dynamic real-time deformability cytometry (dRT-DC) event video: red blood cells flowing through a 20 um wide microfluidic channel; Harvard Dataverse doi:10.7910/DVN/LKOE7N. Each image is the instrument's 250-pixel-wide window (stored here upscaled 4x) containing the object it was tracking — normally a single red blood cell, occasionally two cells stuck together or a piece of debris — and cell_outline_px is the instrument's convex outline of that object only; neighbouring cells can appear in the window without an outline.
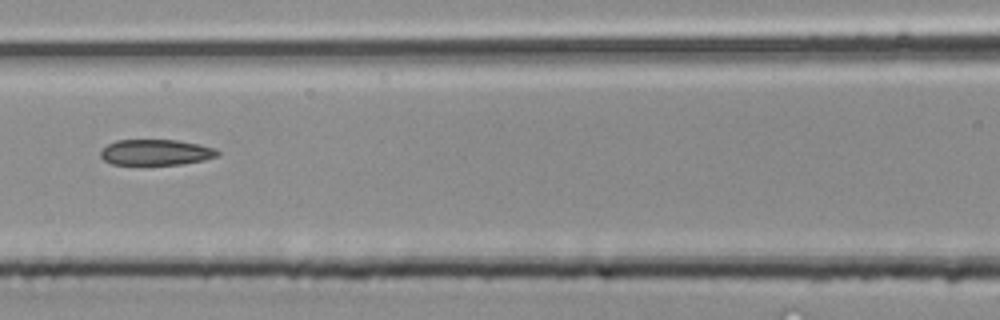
{"species": "common noctule bat (a hibernating species)", "species_latin": "Nyctalus noctula", "temperature_condition": "room temperature", "stored_images_in_passage": 35, "segment_of_instrument_passage": [2, 2], "camera_frame_rate_fps": 3000, "um_per_image_px": 0.085, "animal": {"sex": "male", "body_mass_g": 20.4}, "frame": {"image": 1, "passage_image": 14, "time_ms": 4.333, "image_size_px": [1000, 320], "cell_outline_px": [[220, 152], [216, 156], [204, 160], [184, 164], [112, 164], [104, 160], [100, 156], [100, 148], [116, 140], [176, 140], [200, 144], [216, 148]], "centroid_in_image_um": [13.24, 12.94], "position_along_channel_um": 153.4, "area_um2": 17.63}}
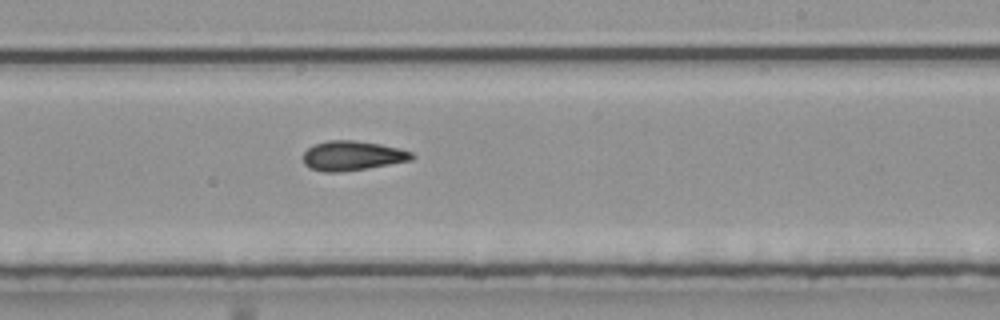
{"frame": {"image": 2, "passage_image": 20, "time_ms": 6.333, "image_size_px": [1000, 320], "cell_outline_px": [[416, 156], [412, 160], [368, 168], [340, 172], [324, 172], [308, 168], [304, 164], [304, 152], [312, 144], [328, 140], [352, 140], [380, 144], [400, 148], [412, 152]], "centroid_in_image_um": [29.94, 13.23], "position_along_channel_um": 259.1, "area_um2": 18.9}}
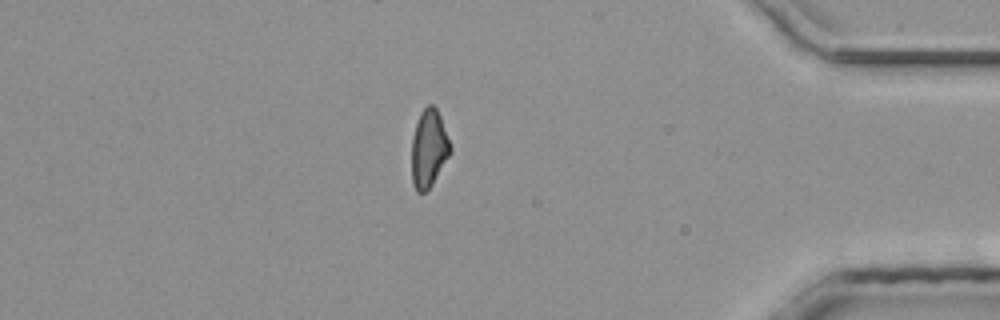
{"frame": {"image": 3, "passage_image": 30, "time_ms": 9.667, "image_size_px": [1000, 320], "cell_outline_px": [[452, 152], [432, 184], [424, 192], [416, 192], [412, 184], [412, 140], [416, 124], [420, 112], [428, 104], [432, 104], [436, 108], [440, 116], [452, 148]], "centroid_in_image_um": [36.45, 12.63], "position_along_channel_um": 398.7, "area_um2": 17.46}}